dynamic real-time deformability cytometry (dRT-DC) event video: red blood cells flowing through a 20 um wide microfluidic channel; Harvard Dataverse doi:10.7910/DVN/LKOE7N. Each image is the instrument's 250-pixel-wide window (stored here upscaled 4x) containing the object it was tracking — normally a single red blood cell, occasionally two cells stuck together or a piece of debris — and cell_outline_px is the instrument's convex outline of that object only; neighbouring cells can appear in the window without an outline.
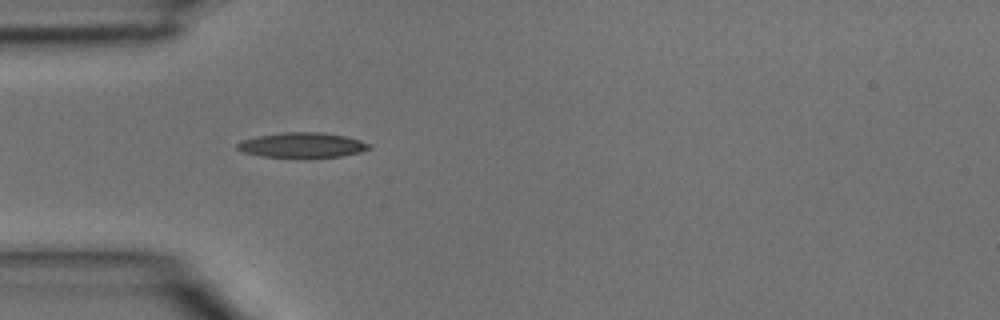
{"species": "common noctule bat (a hibernating species)", "species_latin": "Nyctalus noctula", "temperature_condition": "room temperature", "stored_images_in_passage": 1, "camera_frame_rate_fps": 3000, "um_per_image_px": 0.085, "animal": {"sex": "male", "body_mass_g": 15.6}, "frame": {"image": 1, "passage_image": 1, "time_ms": 0.0, "image_size_px": [1000, 320], "cell_outline_px": [[372, 148], [360, 152], [340, 156], [260, 156], [244, 152], [236, 148], [236, 144], [240, 140], [256, 136], [284, 132], [324, 132], [348, 136], [372, 144]], "centroid_in_image_um": [25.7, 12.3], "position_along_channel_um": 59.3, "area_um2": 19.07}}